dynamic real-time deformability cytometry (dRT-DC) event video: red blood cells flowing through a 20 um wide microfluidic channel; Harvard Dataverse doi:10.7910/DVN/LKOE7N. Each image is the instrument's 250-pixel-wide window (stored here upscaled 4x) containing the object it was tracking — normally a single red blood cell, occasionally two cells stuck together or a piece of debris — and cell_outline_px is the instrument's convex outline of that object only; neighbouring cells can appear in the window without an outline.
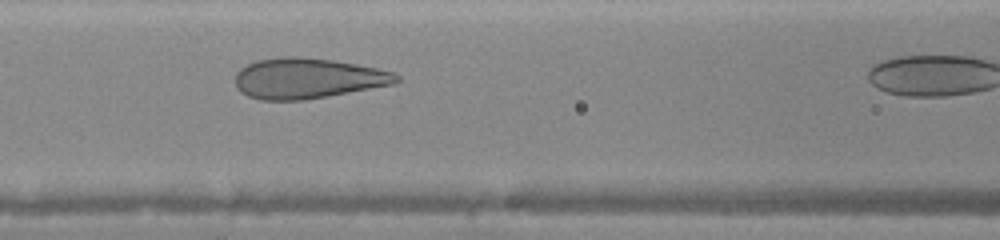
{"species": "human", "species_latin": "Homo sapiens", "temperature_condition": "warm", "stored_images_in_passage": 9, "camera_frame_rate_fps": 3000, "um_per_image_px": 0.085, "donor": {"sex": "female"}, "frame": {"image": 1, "passage_image": 6, "time_ms": 1.667, "image_size_px": [1000, 240], "cell_outline_px": [[400, 80], [392, 84], [328, 96], [304, 100], [260, 100], [248, 96], [240, 92], [236, 88], [236, 72], [240, 68], [256, 60], [288, 56], [296, 56], [332, 60], [356, 64], [396, 72], [400, 76]], "centroid_in_image_um": [26.13, 6.66], "position_along_channel_um": 140.5, "area_um2": 37.97}}